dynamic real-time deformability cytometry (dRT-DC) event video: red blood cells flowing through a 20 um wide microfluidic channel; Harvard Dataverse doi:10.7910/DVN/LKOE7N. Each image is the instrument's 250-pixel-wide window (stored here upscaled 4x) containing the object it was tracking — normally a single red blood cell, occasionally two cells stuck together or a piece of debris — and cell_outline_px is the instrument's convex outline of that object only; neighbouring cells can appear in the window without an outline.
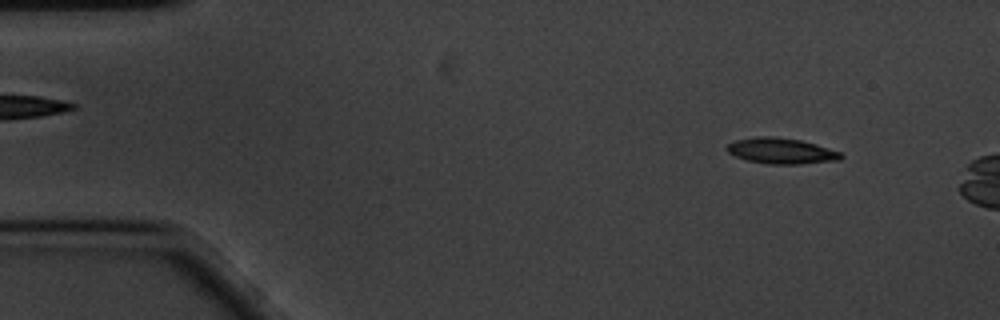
{"species": "common noctule bat (a hibernating species)", "species_latin": "Nyctalus noctula", "temperature_condition": "cold", "stored_images_in_passage": 11, "camera_frame_rate_fps": 3000, "um_per_image_px": 0.085, "animal": {"sex": "male", "body_mass_g": 20.1, "forearm_length_mm": 53.5}, "frame": {"image": 1, "passage_image": 5, "time_ms": 1.333, "image_size_px": [1000, 320], "cell_outline_px": [[844, 156], [840, 160], [800, 164], [768, 164], [748, 160], [736, 156], [728, 152], [724, 148], [728, 144], [736, 140], [756, 136], [772, 136], [800, 140], [816, 144], [840, 152]], "centroid_in_image_um": [66.4, 12.82], "position_along_channel_um": 18.6, "area_um2": 17.11}}